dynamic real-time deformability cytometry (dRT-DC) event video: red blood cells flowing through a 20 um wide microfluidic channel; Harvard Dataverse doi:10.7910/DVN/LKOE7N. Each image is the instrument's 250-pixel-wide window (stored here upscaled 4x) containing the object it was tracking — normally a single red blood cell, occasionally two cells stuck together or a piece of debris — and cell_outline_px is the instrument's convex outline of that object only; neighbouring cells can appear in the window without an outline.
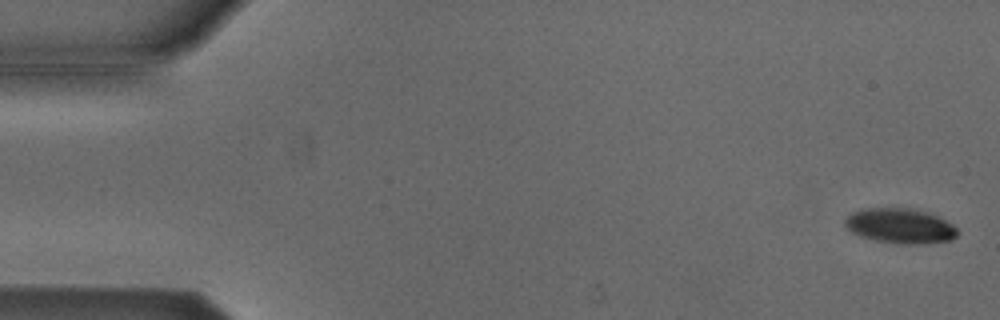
{"species": "Egyptian fruit bat (a non-hibernating species)", "species_latin": "Rousettus aegyptiacus", "temperature_condition": "cold", "stored_images_in_passage": 54, "camera_frame_rate_fps": 3000, "um_per_image_px": 0.085, "animal": {"sex": "male"}, "frame": {"image": 1, "passage_image": 2, "time_ms": 0.333, "image_size_px": [1000, 320], "cell_outline_px": [[960, 232], [952, 240], [908, 244], [904, 244], [876, 240], [860, 236], [852, 232], [844, 224], [844, 220], [852, 212], [860, 208], [908, 208], [928, 212], [952, 224]], "centroid_in_image_um": [76.49, 19.18], "position_along_channel_um": 8.5, "area_um2": 22.72}}
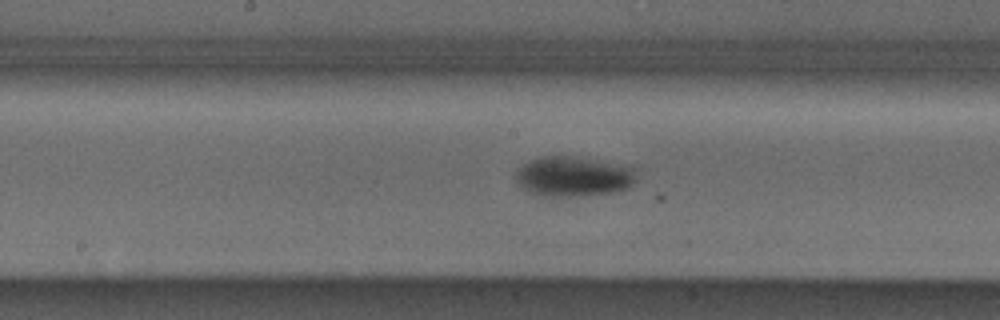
{"frame": {"image": 2, "passage_image": 28, "time_ms": 9.0, "image_size_px": [1000, 320], "cell_outline_px": [[636, 180], [628, 188], [612, 192], [580, 196], [544, 196], [520, 188], [516, 180], [516, 168], [520, 164], [540, 156], [568, 156], [632, 164], [636, 176]], "centroid_in_image_um": [48.75, 14.97], "position_along_channel_um": 199.5, "area_um2": 28.67}}
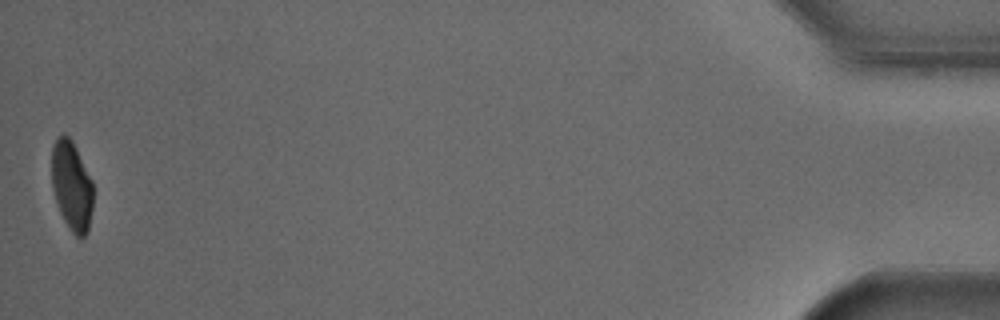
{"frame": {"image": 3, "passage_image": 54, "time_ms": 17.667, "image_size_px": [1000, 320], "cell_outline_px": [[92, 208], [88, 232], [80, 240], [72, 232], [64, 220], [60, 212], [52, 188], [52, 144], [56, 136], [64, 132], [72, 140], [92, 180]], "centroid_in_image_um": [6.08, 15.77], "position_along_channel_um": 429.1, "area_um2": 21.73}, "authors_computed_cell_mechanics": {"area_um2": 25.2008, "velocity_mm_per_s": 3.805, "shape_relaxation_time_tau1_ms": 2.8797, "shape_relaxation_time_tau2_ms": null, "deformation_change_tau1": 0.114, "deformation_change_tau2": null}}